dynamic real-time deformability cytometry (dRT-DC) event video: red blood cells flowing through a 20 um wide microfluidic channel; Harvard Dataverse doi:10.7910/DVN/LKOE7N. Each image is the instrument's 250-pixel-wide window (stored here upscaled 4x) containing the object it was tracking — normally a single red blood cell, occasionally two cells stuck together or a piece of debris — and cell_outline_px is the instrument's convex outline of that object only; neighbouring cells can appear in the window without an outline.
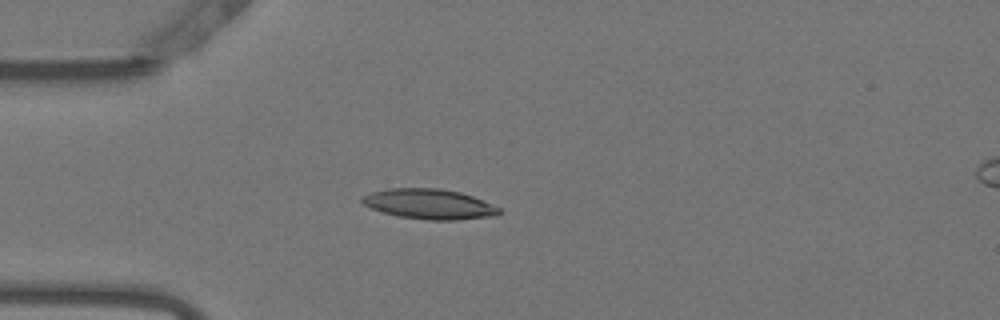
{"species": "Egyptian fruit bat (a non-hibernating species)", "species_latin": "Rousettus aegyptiacus", "temperature_condition": "warm", "stored_images_in_passage": 23, "camera_frame_rate_fps": 3000, "um_per_image_px": 0.085, "animal": {"sex": "female"}, "frame": {"image": 1, "passage_image": 6, "time_ms": 1.667, "image_size_px": [1000, 320], "cell_outline_px": [[500, 212], [496, 216], [456, 220], [428, 220], [396, 216], [372, 208], [364, 204], [360, 200], [360, 196], [372, 192], [388, 188], [440, 188], [460, 192], [472, 196], [492, 204], [500, 208]], "centroid_in_image_um": [36.48, 17.34], "position_along_channel_um": 48.5, "area_um2": 24.1}}
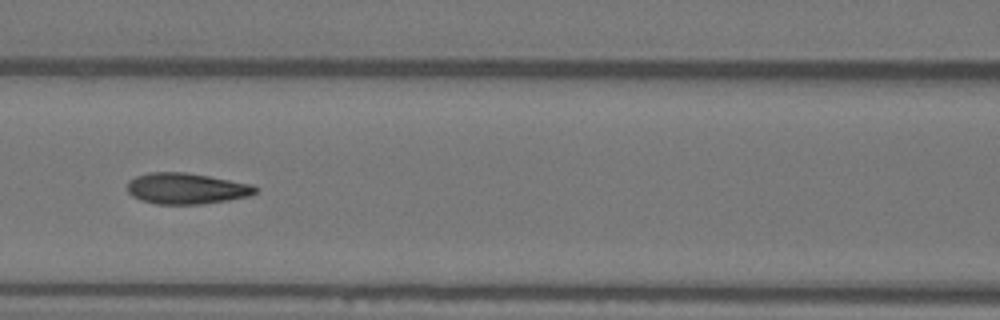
{"frame": {"image": 2, "passage_image": 15, "time_ms": 4.667, "image_size_px": [1000, 320], "cell_outline_px": [[256, 192], [248, 196], [228, 200], [200, 204], [156, 204], [140, 200], [132, 196], [128, 192], [128, 180], [136, 176], [148, 172], [184, 172], [208, 176], [252, 184], [256, 188]], "centroid_in_image_um": [15.8, 16.02], "position_along_channel_um": 150.8, "area_um2": 23.06}}
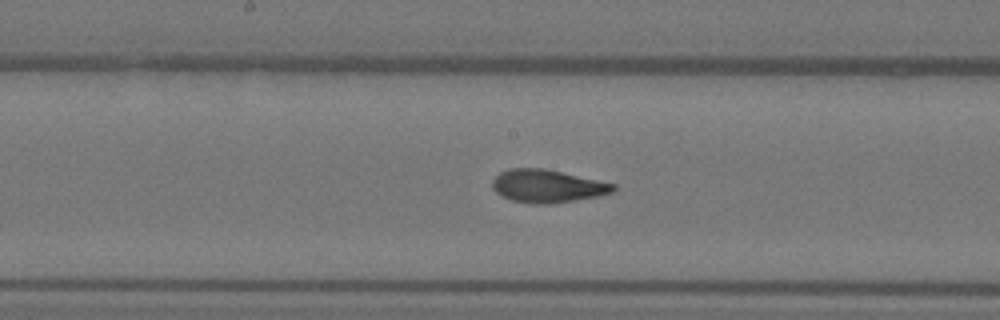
{"frame": {"image": 3, "passage_image": 19, "time_ms": 6.0, "image_size_px": [1000, 320], "cell_outline_px": [[616, 188], [612, 192], [600, 196], [576, 200], [548, 204], [532, 204], [512, 200], [500, 196], [492, 188], [492, 180], [500, 172], [512, 168], [544, 168], [616, 184]], "centroid_in_image_um": [46.51, 15.82], "position_along_channel_um": 201.7, "area_um2": 23.24}}